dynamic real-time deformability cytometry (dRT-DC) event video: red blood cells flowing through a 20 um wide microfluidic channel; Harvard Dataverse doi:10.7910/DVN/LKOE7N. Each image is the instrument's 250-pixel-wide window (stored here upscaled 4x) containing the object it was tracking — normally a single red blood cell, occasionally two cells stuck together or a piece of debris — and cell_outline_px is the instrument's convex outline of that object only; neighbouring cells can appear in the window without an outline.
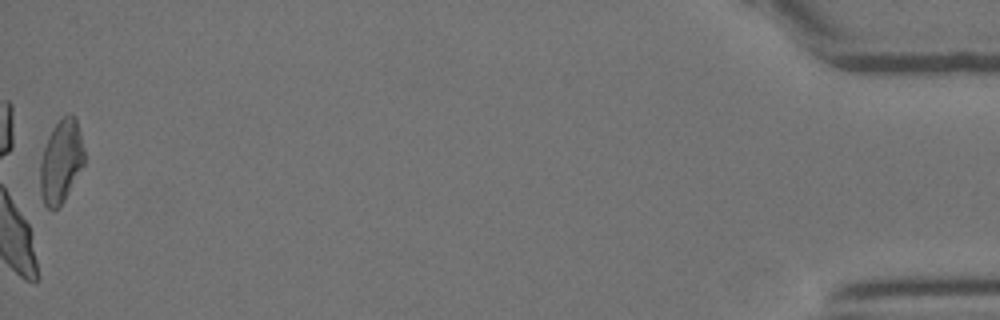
{"species": "Egyptian fruit bat (a non-hibernating species)", "species_latin": "Rousettus aegyptiacus", "temperature_condition": "room temperature", "stored_images_in_passage": 37, "camera_frame_rate_fps": 3000, "um_per_image_px": 0.085, "animal": {"sex": "female"}, "frame": {"image": 1, "passage_image": 37, "time_ms": 12.0, "image_size_px": [1000, 320], "cell_outline_px": [[84, 164], [64, 200], [56, 208], [48, 208], [44, 204], [40, 192], [40, 160], [48, 136], [52, 128], [68, 112], [72, 112], [76, 116], [84, 148]], "centroid_in_image_um": [5.19, 13.67], "position_along_channel_um": 430.0, "area_um2": 21.39}}